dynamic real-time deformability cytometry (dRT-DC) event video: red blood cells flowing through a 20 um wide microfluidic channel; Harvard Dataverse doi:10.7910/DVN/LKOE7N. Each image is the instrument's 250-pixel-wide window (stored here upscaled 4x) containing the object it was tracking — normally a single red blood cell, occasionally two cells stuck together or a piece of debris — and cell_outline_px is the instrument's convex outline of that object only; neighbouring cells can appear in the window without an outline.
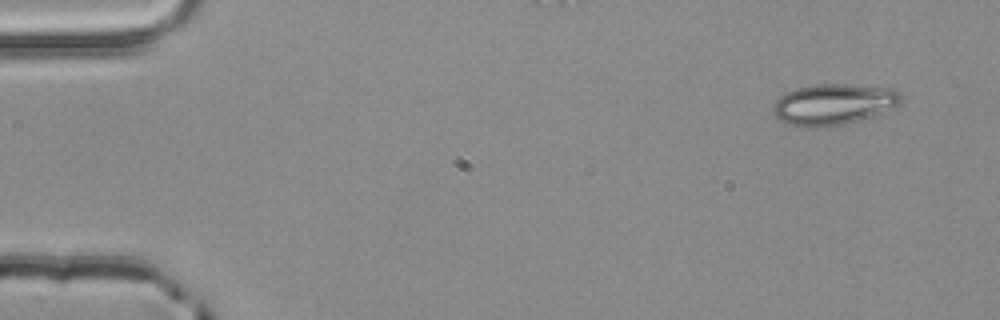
{"species": "common noctule bat (a hibernating species)", "species_latin": "Nyctalus noctula", "temperature_condition": "room temperature", "stored_images_in_passage": 4, "camera_frame_rate_fps": 3000, "um_per_image_px": 0.085, "animal": {"sex": "male", "body_mass_g": 20.4}, "frame": {"image": 1, "passage_image": 1, "time_ms": 0.0, "image_size_px": [1000, 320], "cell_outline_px": [[904, 96], [900, 104], [872, 116], [840, 124], [816, 128], [792, 124], [780, 120], [772, 112], [772, 108], [776, 100], [784, 92], [796, 88], [816, 84], [852, 84], [896, 88]], "centroid_in_image_um": [70.87, 8.83], "position_along_channel_um": 14.1, "area_um2": 30.58}}